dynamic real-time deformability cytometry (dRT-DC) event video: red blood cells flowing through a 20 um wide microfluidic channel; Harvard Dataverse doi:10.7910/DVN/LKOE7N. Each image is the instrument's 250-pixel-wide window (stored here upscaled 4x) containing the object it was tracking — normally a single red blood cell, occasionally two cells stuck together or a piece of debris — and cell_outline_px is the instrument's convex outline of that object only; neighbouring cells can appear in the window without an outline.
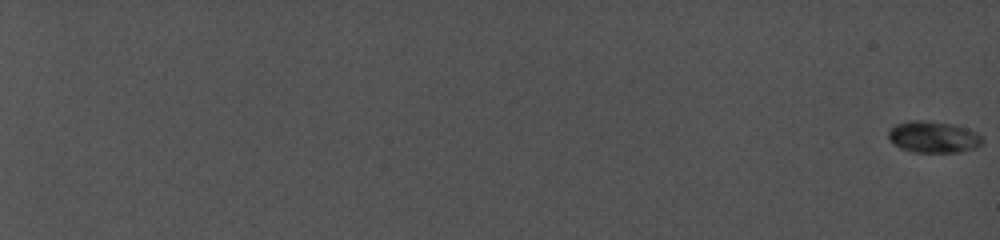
{"species": "common noctule bat (a hibernating species)", "species_latin": "Nyctalus noctula", "temperature_condition": "cold", "stored_images_in_passage": 10, "camera_frame_rate_fps": 5000, "um_per_image_px": 0.085, "animal": {"sex": "female", "body_mass_g": 19.0, "forearm_length_mm": 56.7}, "frame": {"image": 1, "passage_image": 1, "time_ms": 0.0, "image_size_px": [1000, 240], "cell_outline_px": [[984, 140], [980, 144], [972, 148], [956, 152], [912, 152], [900, 148], [892, 144], [888, 136], [888, 132], [896, 124], [912, 120], [920, 120], [948, 124], [964, 128], [980, 136]], "centroid_in_image_um": [79.25, 11.66], "position_along_channel_um": 5.7, "area_um2": 16.76}}
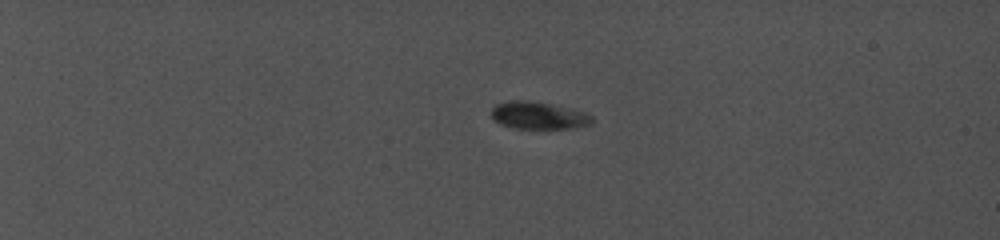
{"frame": {"image": 2, "passage_image": 6, "time_ms": 6.4, "image_size_px": [1000, 240], "cell_outline_px": [[592, 124], [572, 128], [512, 128], [500, 124], [492, 116], [492, 108], [496, 104], [508, 100], [528, 100], [548, 104], [580, 112], [592, 116]], "centroid_in_image_um": [45.7, 9.82], "position_along_channel_um": 39.3, "area_um2": 15.61}}
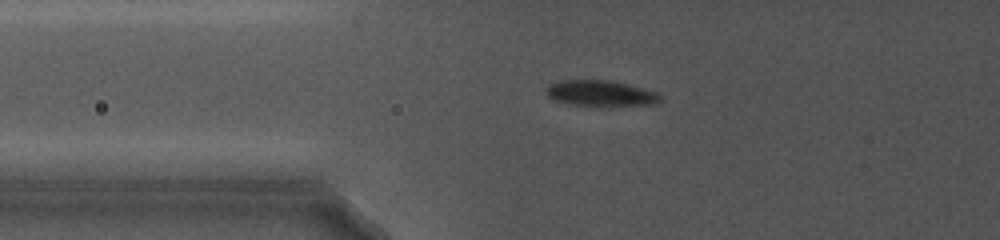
{"frame": {"image": 3, "passage_image": 9, "time_ms": 10.2, "image_size_px": [1000, 240], "cell_outline_px": [[664, 100], [652, 104], [608, 108], [568, 104], [556, 100], [548, 96], [544, 88], [548, 84], [560, 80], [612, 80], [660, 92], [664, 96]], "centroid_in_image_um": [51.13, 7.96], "position_along_channel_um": 74.7, "area_um2": 18.15}}